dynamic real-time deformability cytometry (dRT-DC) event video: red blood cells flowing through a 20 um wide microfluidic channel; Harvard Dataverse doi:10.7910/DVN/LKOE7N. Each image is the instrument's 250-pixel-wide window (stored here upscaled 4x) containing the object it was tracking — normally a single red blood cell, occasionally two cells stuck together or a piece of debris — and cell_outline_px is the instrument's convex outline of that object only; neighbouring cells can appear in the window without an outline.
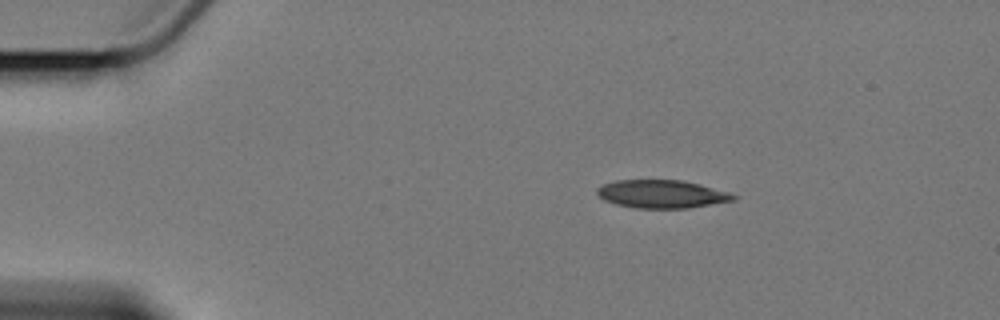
{"species": "Egyptian fruit bat (a non-hibernating species)", "species_latin": "Rousettus aegyptiacus", "temperature_condition": "cold", "stored_images_in_passage": 5, "camera_frame_rate_fps": 3000, "um_per_image_px": 0.085, "animal": {"sex": "female"}, "frame": {"image": 1, "passage_image": 3, "time_ms": 2.333, "image_size_px": [1000, 320], "cell_outline_px": [[740, 196], [736, 200], [688, 208], [632, 208], [616, 204], [604, 200], [596, 192], [596, 188], [604, 184], [616, 180], [680, 180], [700, 184], [728, 192]], "centroid_in_image_um": [56.27, 16.5], "position_along_channel_um": 28.7, "area_um2": 22.37}}